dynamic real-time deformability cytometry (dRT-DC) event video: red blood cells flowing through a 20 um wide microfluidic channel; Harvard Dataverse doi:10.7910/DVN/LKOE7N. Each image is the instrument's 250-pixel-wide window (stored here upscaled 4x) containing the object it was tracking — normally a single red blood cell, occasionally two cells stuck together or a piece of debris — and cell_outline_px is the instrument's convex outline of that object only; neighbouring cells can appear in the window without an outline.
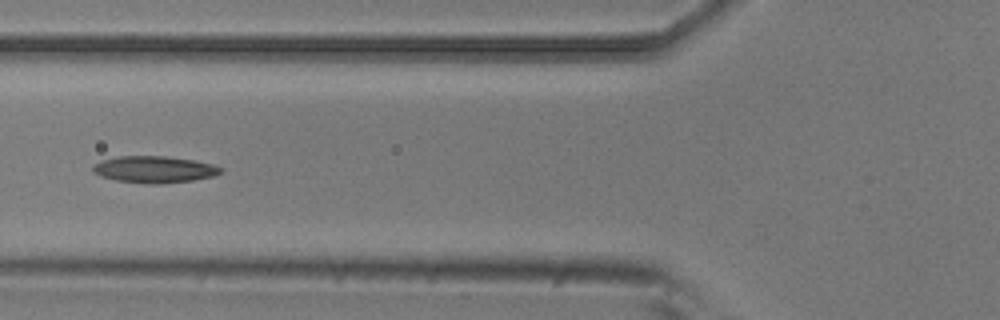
{"species": "common noctule bat (a hibernating species)", "species_latin": "Nyctalus noctula", "temperature_condition": "room temperature", "stored_images_in_passage": 8, "camera_frame_rate_fps": 3000, "um_per_image_px": 0.085, "animal": {"sex": "male", "body_mass_g": 20.5, "forearm_length_mm": 52.5}, "frame": {"image": 1, "passage_image": 4, "time_ms": 1.0, "image_size_px": [1000, 320], "cell_outline_px": [[224, 172], [212, 176], [192, 180], [160, 184], [144, 184], [116, 180], [100, 176], [92, 172], [92, 168], [100, 160], [116, 156], [164, 156], [192, 160], [212, 164], [224, 168]], "centroid_in_image_um": [13.1, 14.4], "position_along_channel_um": 112.7, "area_um2": 20.0}}
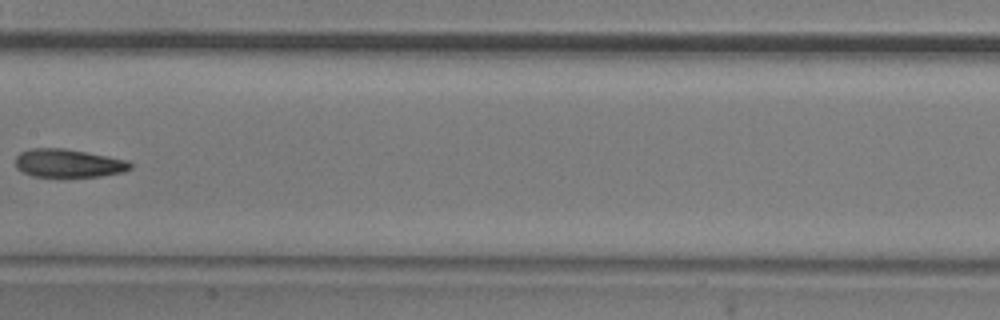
{"frame": {"image": 2, "passage_image": 6, "time_ms": 1.667, "image_size_px": [1000, 320], "cell_outline_px": [[132, 168], [124, 172], [100, 176], [60, 180], [32, 176], [16, 168], [16, 156], [20, 152], [32, 148], [64, 148], [128, 160], [132, 164]], "centroid_in_image_um": [5.8, 13.93], "position_along_channel_um": 201.6, "area_um2": 19.77}}
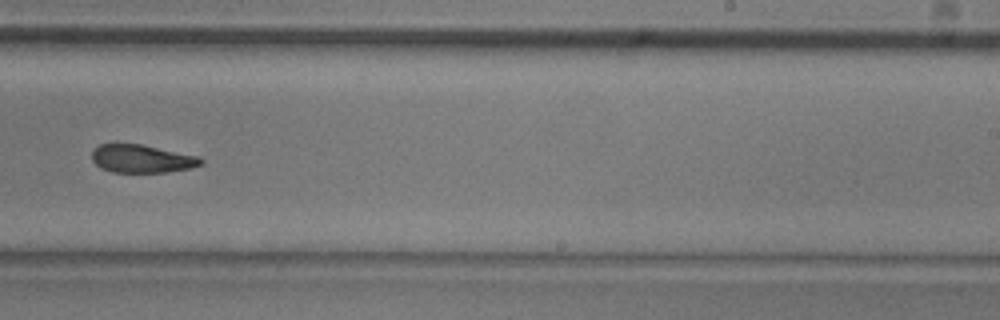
{"frame": {"image": 3, "passage_image": 8, "time_ms": 2.333, "image_size_px": [1000, 320], "cell_outline_px": [[204, 164], [192, 168], [164, 172], [112, 172], [100, 168], [92, 160], [92, 152], [100, 144], [140, 144], [200, 156], [204, 160]], "centroid_in_image_um": [12.1, 13.5], "position_along_channel_um": 276.9, "area_um2": 17.86}}